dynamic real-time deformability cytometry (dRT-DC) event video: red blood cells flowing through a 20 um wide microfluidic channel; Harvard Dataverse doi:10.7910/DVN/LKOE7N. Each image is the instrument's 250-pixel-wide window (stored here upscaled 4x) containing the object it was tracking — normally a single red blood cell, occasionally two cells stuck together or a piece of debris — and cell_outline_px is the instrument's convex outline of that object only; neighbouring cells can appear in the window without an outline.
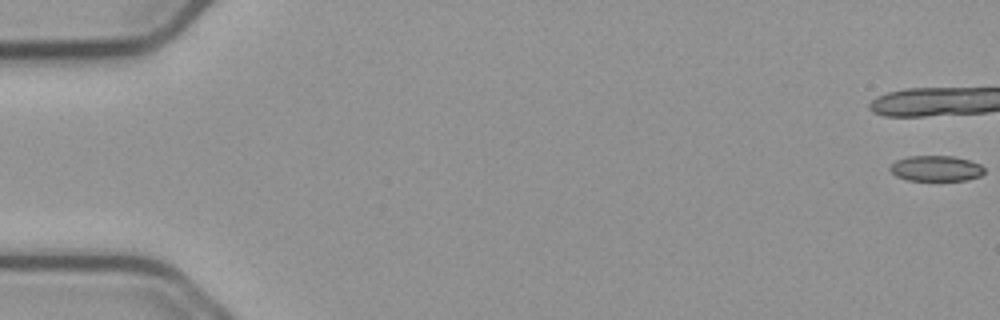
{"species": "common noctule bat (a hibernating species)", "species_latin": "Nyctalus noctula", "temperature_condition": "cold", "stored_images_in_passage": 23, "camera_frame_rate_fps": 3000, "um_per_image_px": 0.085, "animal": {"sex": "male", "body_mass_g": 23.1, "forearm_length_mm": 52.7}, "frame": {"image": 1, "passage_image": 1, "time_ms": 0.0, "image_size_px": [1000, 320], "cell_outline_px": [[984, 172], [980, 176], [968, 180], [908, 180], [896, 176], [888, 168], [896, 160], [908, 156], [952, 156], [968, 160], [980, 164], [984, 168]], "centroid_in_image_um": [79.56, 14.31], "position_along_channel_um": 5.4, "area_um2": 13.99}}